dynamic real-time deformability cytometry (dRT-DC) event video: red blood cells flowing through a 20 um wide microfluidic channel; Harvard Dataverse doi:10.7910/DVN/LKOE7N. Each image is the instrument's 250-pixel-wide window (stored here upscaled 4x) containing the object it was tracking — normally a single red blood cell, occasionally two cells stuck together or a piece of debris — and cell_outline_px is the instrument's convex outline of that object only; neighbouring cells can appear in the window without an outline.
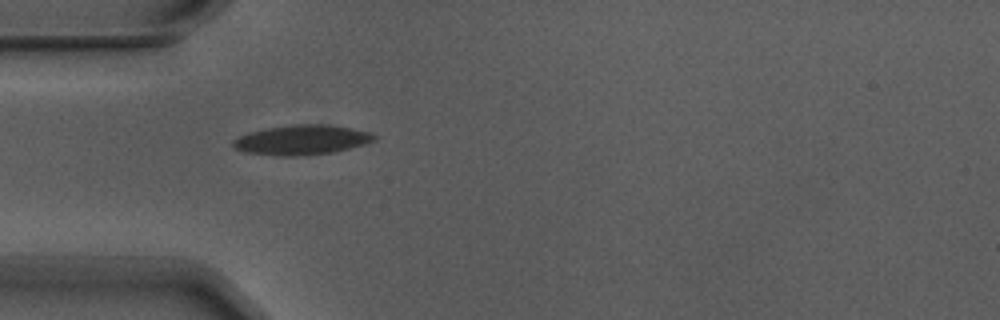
{"species": "Egyptian fruit bat (a non-hibernating species)", "species_latin": "Rousettus aegyptiacus", "temperature_condition": "warm", "stored_images_in_passage": 5, "camera_frame_rate_fps": 3000, "um_per_image_px": 0.085, "animal": {"sex": "male"}, "frame": {"image": 1, "passage_image": 5, "time_ms": 1.333, "image_size_px": [1000, 320], "cell_outline_px": [[376, 140], [364, 144], [332, 152], [296, 156], [280, 156], [244, 152], [236, 148], [232, 144], [232, 140], [248, 132], [268, 128], [292, 124], [328, 124], [368, 132], [376, 136]], "centroid_in_image_um": [25.61, 11.89], "position_along_channel_um": 59.4, "area_um2": 24.22}}